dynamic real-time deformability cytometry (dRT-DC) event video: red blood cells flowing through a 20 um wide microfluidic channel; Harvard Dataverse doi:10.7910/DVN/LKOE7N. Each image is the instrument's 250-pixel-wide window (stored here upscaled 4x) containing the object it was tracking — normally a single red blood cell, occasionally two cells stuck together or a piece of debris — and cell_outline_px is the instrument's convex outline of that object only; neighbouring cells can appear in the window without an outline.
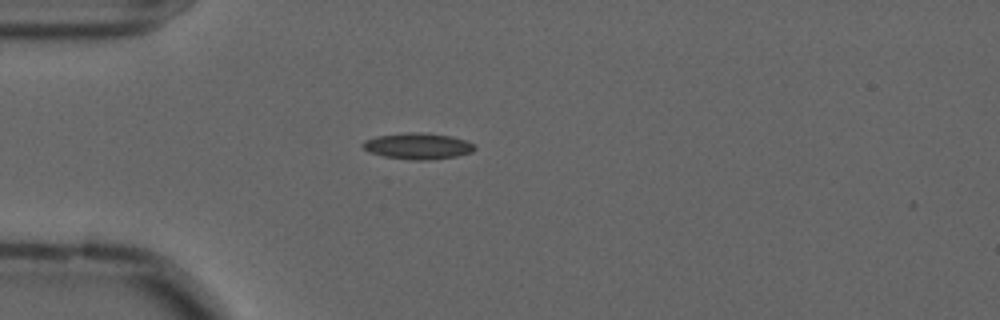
{"species": "common noctule bat (a hibernating species)", "species_latin": "Nyctalus noctula", "temperature_condition": "cold", "stored_images_in_passage": 42, "camera_frame_rate_fps": 3000, "um_per_image_px": 0.085, "animal": {"sex": "male", "forearm_length_mm": 52.5}, "frame": {"image": 1, "passage_image": 1, "time_ms": 0.0, "image_size_px": [1000, 320], "cell_outline_px": [[476, 148], [472, 152], [456, 156], [432, 160], [412, 160], [384, 156], [368, 152], [360, 144], [364, 140], [376, 136], [408, 132], [416, 132], [452, 136], [464, 140], [472, 144]], "centroid_in_image_um": [35.48, 12.42], "position_along_channel_um": 49.5, "area_um2": 17.05}}
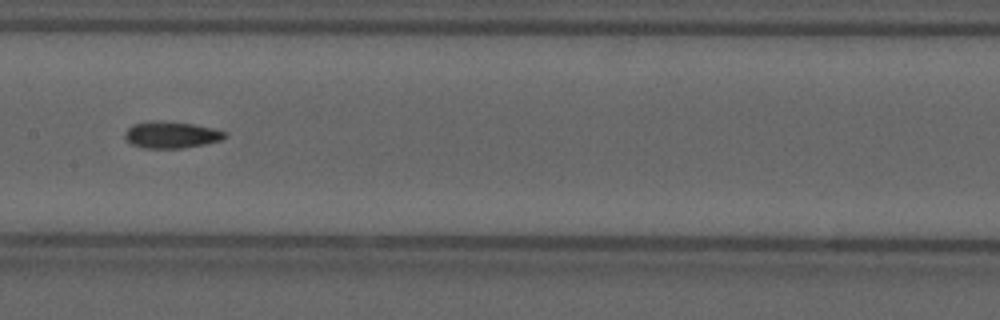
{"frame": {"image": 2, "passage_image": 14, "time_ms": 4.333, "image_size_px": [1000, 320], "cell_outline_px": [[228, 136], [220, 140], [204, 144], [180, 148], [144, 148], [132, 144], [124, 136], [124, 132], [132, 124], [152, 120], [156, 120], [192, 124], [212, 128], [224, 132]], "centroid_in_image_um": [14.52, 11.45], "position_along_channel_um": 192.9, "area_um2": 15.37}}
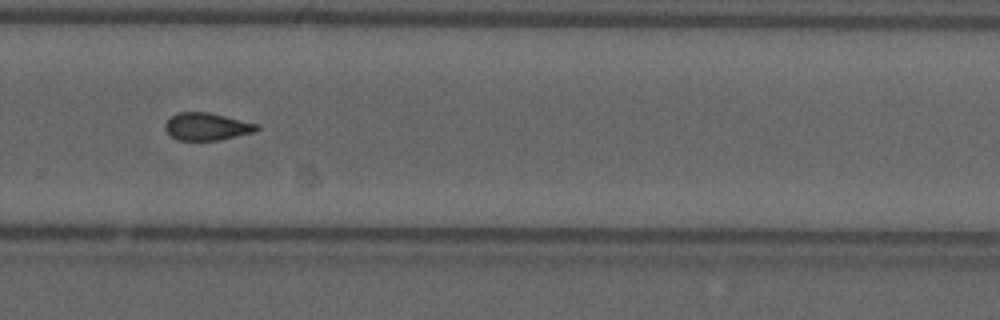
{"frame": {"image": 3, "passage_image": 24, "time_ms": 7.667, "image_size_px": [1000, 320], "cell_outline_px": [[260, 128], [256, 132], [220, 140], [180, 140], [172, 136], [164, 128], [164, 124], [172, 116], [180, 112], [208, 112], [260, 124]], "centroid_in_image_um": [17.64, 10.76], "position_along_channel_um": 312.2, "area_um2": 14.68}, "authors_computed_cell_mechanics": {"area_um2": 14.9124, "velocity_mm_per_s": 3.6056, "shape_relaxation_time_tau1_ms": null, "shape_relaxation_time_tau2_ms": 5.5478, "deformation_change_tau1": null, "deformation_change_tau2": 0.1112}}